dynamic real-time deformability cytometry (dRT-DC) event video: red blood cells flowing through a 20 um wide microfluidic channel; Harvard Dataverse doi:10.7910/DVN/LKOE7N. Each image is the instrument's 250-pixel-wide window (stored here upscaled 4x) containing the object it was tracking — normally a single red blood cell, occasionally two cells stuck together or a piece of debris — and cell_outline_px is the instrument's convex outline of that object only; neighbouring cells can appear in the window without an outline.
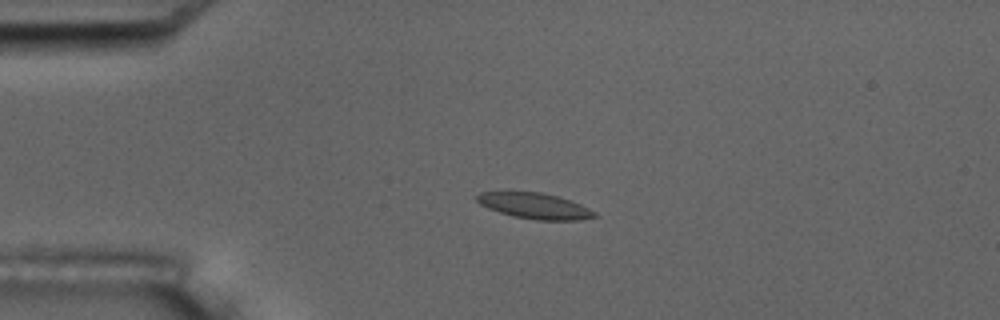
{"species": "common noctule bat (a hibernating species)", "species_latin": "Nyctalus noctula", "temperature_condition": "room temperature", "stored_images_in_passage": 5, "camera_frame_rate_fps": 3000, "um_per_image_px": 0.085, "animal": {"sex": "male", "body_mass_g": 17.5, "forearm_length_mm": 52.3}, "frame": {"image": 1, "passage_image": 4, "time_ms": 3.333, "image_size_px": [1000, 320], "cell_outline_px": [[600, 216], [580, 220], [536, 220], [512, 216], [488, 208], [480, 204], [472, 196], [480, 192], [540, 192], [556, 196], [580, 204], [596, 212]], "centroid_in_image_um": [45.43, 17.5], "position_along_channel_um": 39.6, "area_um2": 17.69}}